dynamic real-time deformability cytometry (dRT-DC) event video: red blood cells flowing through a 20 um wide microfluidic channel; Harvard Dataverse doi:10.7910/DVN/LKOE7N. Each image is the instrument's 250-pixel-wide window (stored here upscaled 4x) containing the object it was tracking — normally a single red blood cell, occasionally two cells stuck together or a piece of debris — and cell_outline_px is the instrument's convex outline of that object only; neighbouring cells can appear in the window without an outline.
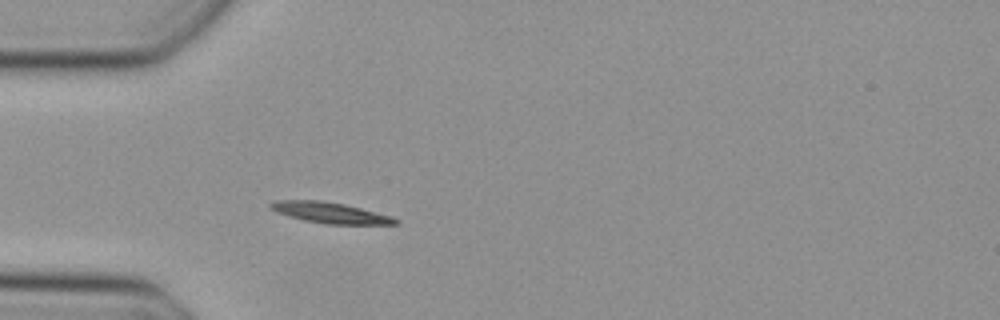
{"species": "Egyptian fruit bat (a non-hibernating species)", "species_latin": "Rousettus aegyptiacus", "temperature_condition": "cold", "stored_images_in_passage": 36, "camera_frame_rate_fps": 3000, "um_per_image_px": 0.085, "animal": {"sex": "female"}, "frame": {"image": 1, "passage_image": 1, "time_ms": 0.0, "image_size_px": [1000, 320], "cell_outline_px": [[400, 224], [328, 224], [304, 220], [288, 216], [276, 212], [268, 208], [268, 204], [276, 200], [320, 200], [344, 204], [392, 216], [400, 220]], "centroid_in_image_um": [28.04, 18.08], "position_along_channel_um": 57.0, "area_um2": 15.2}}
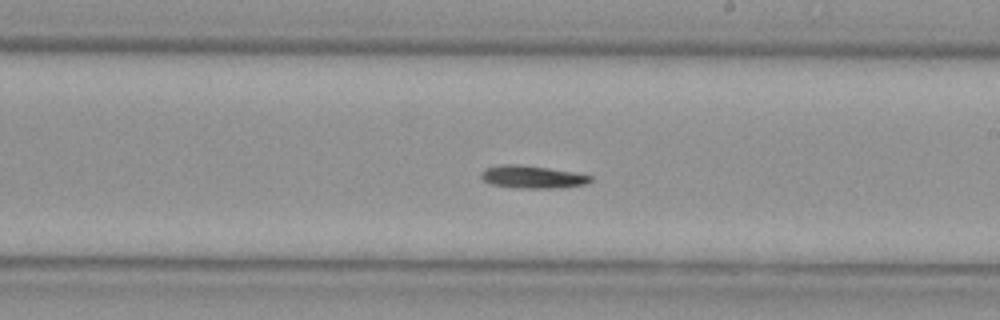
{"frame": {"image": 2, "passage_image": 15, "time_ms": 4.667, "image_size_px": [1000, 320], "cell_outline_px": [[592, 180], [584, 184], [560, 188], [516, 188], [488, 184], [480, 176], [480, 172], [484, 168], [500, 164], [520, 164], [576, 172], [592, 176]], "centroid_in_image_um": [45.2, 15.03], "position_along_channel_um": 243.8, "area_um2": 14.68}}
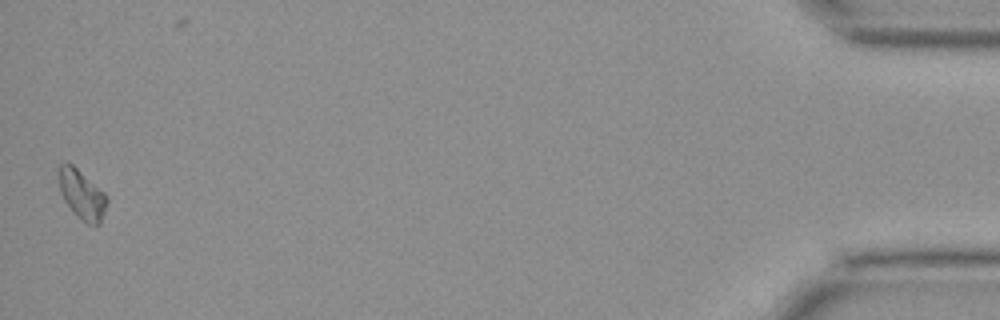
{"frame": {"image": 3, "passage_image": 35, "time_ms": 11.333, "image_size_px": [1000, 320], "cell_outline_px": [[108, 200], [100, 224], [88, 224], [64, 200], [60, 192], [56, 172], [56, 168], [60, 164], [68, 160], [104, 192], [108, 196]], "centroid_in_image_um": [6.92, 16.43], "position_along_channel_um": 428.3, "area_um2": 13.81}}